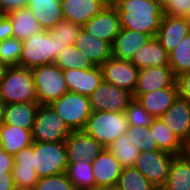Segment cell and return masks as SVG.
Segmentation results:
<instances>
[{
	"label": "cell",
	"instance_id": "obj_11",
	"mask_svg": "<svg viewBox=\"0 0 190 190\" xmlns=\"http://www.w3.org/2000/svg\"><path fill=\"white\" fill-rule=\"evenodd\" d=\"M99 67L104 81L134 93L139 69L131 61L110 58Z\"/></svg>",
	"mask_w": 190,
	"mask_h": 190
},
{
	"label": "cell",
	"instance_id": "obj_3",
	"mask_svg": "<svg viewBox=\"0 0 190 190\" xmlns=\"http://www.w3.org/2000/svg\"><path fill=\"white\" fill-rule=\"evenodd\" d=\"M0 99L6 104L38 102L32 70L7 67L0 80Z\"/></svg>",
	"mask_w": 190,
	"mask_h": 190
},
{
	"label": "cell",
	"instance_id": "obj_45",
	"mask_svg": "<svg viewBox=\"0 0 190 190\" xmlns=\"http://www.w3.org/2000/svg\"><path fill=\"white\" fill-rule=\"evenodd\" d=\"M168 16L190 18V0H176V7Z\"/></svg>",
	"mask_w": 190,
	"mask_h": 190
},
{
	"label": "cell",
	"instance_id": "obj_10",
	"mask_svg": "<svg viewBox=\"0 0 190 190\" xmlns=\"http://www.w3.org/2000/svg\"><path fill=\"white\" fill-rule=\"evenodd\" d=\"M89 98L92 111L125 113L133 94L103 80Z\"/></svg>",
	"mask_w": 190,
	"mask_h": 190
},
{
	"label": "cell",
	"instance_id": "obj_52",
	"mask_svg": "<svg viewBox=\"0 0 190 190\" xmlns=\"http://www.w3.org/2000/svg\"><path fill=\"white\" fill-rule=\"evenodd\" d=\"M86 190H109V188L108 187H101V186H94V187L86 189Z\"/></svg>",
	"mask_w": 190,
	"mask_h": 190
},
{
	"label": "cell",
	"instance_id": "obj_38",
	"mask_svg": "<svg viewBox=\"0 0 190 190\" xmlns=\"http://www.w3.org/2000/svg\"><path fill=\"white\" fill-rule=\"evenodd\" d=\"M125 116L130 126H150L155 119L146 109L140 104L137 99L129 103L125 110Z\"/></svg>",
	"mask_w": 190,
	"mask_h": 190
},
{
	"label": "cell",
	"instance_id": "obj_43",
	"mask_svg": "<svg viewBox=\"0 0 190 190\" xmlns=\"http://www.w3.org/2000/svg\"><path fill=\"white\" fill-rule=\"evenodd\" d=\"M13 38L12 22L6 14H0V42Z\"/></svg>",
	"mask_w": 190,
	"mask_h": 190
},
{
	"label": "cell",
	"instance_id": "obj_5",
	"mask_svg": "<svg viewBox=\"0 0 190 190\" xmlns=\"http://www.w3.org/2000/svg\"><path fill=\"white\" fill-rule=\"evenodd\" d=\"M68 167L64 142H33V168L38 178L58 175Z\"/></svg>",
	"mask_w": 190,
	"mask_h": 190
},
{
	"label": "cell",
	"instance_id": "obj_27",
	"mask_svg": "<svg viewBox=\"0 0 190 190\" xmlns=\"http://www.w3.org/2000/svg\"><path fill=\"white\" fill-rule=\"evenodd\" d=\"M38 102L13 103L5 106L4 123L32 131Z\"/></svg>",
	"mask_w": 190,
	"mask_h": 190
},
{
	"label": "cell",
	"instance_id": "obj_42",
	"mask_svg": "<svg viewBox=\"0 0 190 190\" xmlns=\"http://www.w3.org/2000/svg\"><path fill=\"white\" fill-rule=\"evenodd\" d=\"M178 95L190 102V71L176 77Z\"/></svg>",
	"mask_w": 190,
	"mask_h": 190
},
{
	"label": "cell",
	"instance_id": "obj_46",
	"mask_svg": "<svg viewBox=\"0 0 190 190\" xmlns=\"http://www.w3.org/2000/svg\"><path fill=\"white\" fill-rule=\"evenodd\" d=\"M14 167V156L0 149V176L12 172Z\"/></svg>",
	"mask_w": 190,
	"mask_h": 190
},
{
	"label": "cell",
	"instance_id": "obj_55",
	"mask_svg": "<svg viewBox=\"0 0 190 190\" xmlns=\"http://www.w3.org/2000/svg\"><path fill=\"white\" fill-rule=\"evenodd\" d=\"M186 152H187L188 155L190 156V144L187 145V147H186Z\"/></svg>",
	"mask_w": 190,
	"mask_h": 190
},
{
	"label": "cell",
	"instance_id": "obj_50",
	"mask_svg": "<svg viewBox=\"0 0 190 190\" xmlns=\"http://www.w3.org/2000/svg\"><path fill=\"white\" fill-rule=\"evenodd\" d=\"M105 7H115L117 0H98Z\"/></svg>",
	"mask_w": 190,
	"mask_h": 190
},
{
	"label": "cell",
	"instance_id": "obj_34",
	"mask_svg": "<svg viewBox=\"0 0 190 190\" xmlns=\"http://www.w3.org/2000/svg\"><path fill=\"white\" fill-rule=\"evenodd\" d=\"M126 134L130 143L133 144L140 152L159 150L150 126L141 127L128 125Z\"/></svg>",
	"mask_w": 190,
	"mask_h": 190
},
{
	"label": "cell",
	"instance_id": "obj_15",
	"mask_svg": "<svg viewBox=\"0 0 190 190\" xmlns=\"http://www.w3.org/2000/svg\"><path fill=\"white\" fill-rule=\"evenodd\" d=\"M65 146L68 164L81 161L82 158L92 161L105 149L103 145L83 130L71 131L65 140Z\"/></svg>",
	"mask_w": 190,
	"mask_h": 190
},
{
	"label": "cell",
	"instance_id": "obj_19",
	"mask_svg": "<svg viewBox=\"0 0 190 190\" xmlns=\"http://www.w3.org/2000/svg\"><path fill=\"white\" fill-rule=\"evenodd\" d=\"M151 38L152 36L147 33L121 29L112 42V58L131 61L134 54Z\"/></svg>",
	"mask_w": 190,
	"mask_h": 190
},
{
	"label": "cell",
	"instance_id": "obj_6",
	"mask_svg": "<svg viewBox=\"0 0 190 190\" xmlns=\"http://www.w3.org/2000/svg\"><path fill=\"white\" fill-rule=\"evenodd\" d=\"M31 70L39 104H51L68 92L63 70L55 63L44 64Z\"/></svg>",
	"mask_w": 190,
	"mask_h": 190
},
{
	"label": "cell",
	"instance_id": "obj_25",
	"mask_svg": "<svg viewBox=\"0 0 190 190\" xmlns=\"http://www.w3.org/2000/svg\"><path fill=\"white\" fill-rule=\"evenodd\" d=\"M164 190H190V156L187 152L174 155Z\"/></svg>",
	"mask_w": 190,
	"mask_h": 190
},
{
	"label": "cell",
	"instance_id": "obj_2",
	"mask_svg": "<svg viewBox=\"0 0 190 190\" xmlns=\"http://www.w3.org/2000/svg\"><path fill=\"white\" fill-rule=\"evenodd\" d=\"M70 45L53 38L48 30H42L22 41L19 66L35 68L54 63L58 55Z\"/></svg>",
	"mask_w": 190,
	"mask_h": 190
},
{
	"label": "cell",
	"instance_id": "obj_54",
	"mask_svg": "<svg viewBox=\"0 0 190 190\" xmlns=\"http://www.w3.org/2000/svg\"><path fill=\"white\" fill-rule=\"evenodd\" d=\"M109 190H121L118 186L109 187Z\"/></svg>",
	"mask_w": 190,
	"mask_h": 190
},
{
	"label": "cell",
	"instance_id": "obj_18",
	"mask_svg": "<svg viewBox=\"0 0 190 190\" xmlns=\"http://www.w3.org/2000/svg\"><path fill=\"white\" fill-rule=\"evenodd\" d=\"M68 92L90 97L103 81L99 66L92 69H69L63 71Z\"/></svg>",
	"mask_w": 190,
	"mask_h": 190
},
{
	"label": "cell",
	"instance_id": "obj_36",
	"mask_svg": "<svg viewBox=\"0 0 190 190\" xmlns=\"http://www.w3.org/2000/svg\"><path fill=\"white\" fill-rule=\"evenodd\" d=\"M22 52V41L9 38L0 42V61L6 67L19 66Z\"/></svg>",
	"mask_w": 190,
	"mask_h": 190
},
{
	"label": "cell",
	"instance_id": "obj_21",
	"mask_svg": "<svg viewBox=\"0 0 190 190\" xmlns=\"http://www.w3.org/2000/svg\"><path fill=\"white\" fill-rule=\"evenodd\" d=\"M65 20L83 26L105 6L98 0H60Z\"/></svg>",
	"mask_w": 190,
	"mask_h": 190
},
{
	"label": "cell",
	"instance_id": "obj_23",
	"mask_svg": "<svg viewBox=\"0 0 190 190\" xmlns=\"http://www.w3.org/2000/svg\"><path fill=\"white\" fill-rule=\"evenodd\" d=\"M131 62L138 69L151 66H169V53L161 46L156 37H152L134 54Z\"/></svg>",
	"mask_w": 190,
	"mask_h": 190
},
{
	"label": "cell",
	"instance_id": "obj_48",
	"mask_svg": "<svg viewBox=\"0 0 190 190\" xmlns=\"http://www.w3.org/2000/svg\"><path fill=\"white\" fill-rule=\"evenodd\" d=\"M156 1L160 4L165 15H168L176 7V0H156Z\"/></svg>",
	"mask_w": 190,
	"mask_h": 190
},
{
	"label": "cell",
	"instance_id": "obj_20",
	"mask_svg": "<svg viewBox=\"0 0 190 190\" xmlns=\"http://www.w3.org/2000/svg\"><path fill=\"white\" fill-rule=\"evenodd\" d=\"M74 46L82 51L95 66H100L112 58V44L88 34L83 29H81Z\"/></svg>",
	"mask_w": 190,
	"mask_h": 190
},
{
	"label": "cell",
	"instance_id": "obj_33",
	"mask_svg": "<svg viewBox=\"0 0 190 190\" xmlns=\"http://www.w3.org/2000/svg\"><path fill=\"white\" fill-rule=\"evenodd\" d=\"M169 66L175 77L190 71V33L169 53Z\"/></svg>",
	"mask_w": 190,
	"mask_h": 190
},
{
	"label": "cell",
	"instance_id": "obj_31",
	"mask_svg": "<svg viewBox=\"0 0 190 190\" xmlns=\"http://www.w3.org/2000/svg\"><path fill=\"white\" fill-rule=\"evenodd\" d=\"M63 71L69 69H92L95 65L74 45L66 47L54 62Z\"/></svg>",
	"mask_w": 190,
	"mask_h": 190
},
{
	"label": "cell",
	"instance_id": "obj_47",
	"mask_svg": "<svg viewBox=\"0 0 190 190\" xmlns=\"http://www.w3.org/2000/svg\"><path fill=\"white\" fill-rule=\"evenodd\" d=\"M15 183L13 181L12 172H7L0 176V190H14Z\"/></svg>",
	"mask_w": 190,
	"mask_h": 190
},
{
	"label": "cell",
	"instance_id": "obj_30",
	"mask_svg": "<svg viewBox=\"0 0 190 190\" xmlns=\"http://www.w3.org/2000/svg\"><path fill=\"white\" fill-rule=\"evenodd\" d=\"M66 175L76 190H86L95 186L91 161L81 159L68 164Z\"/></svg>",
	"mask_w": 190,
	"mask_h": 190
},
{
	"label": "cell",
	"instance_id": "obj_49",
	"mask_svg": "<svg viewBox=\"0 0 190 190\" xmlns=\"http://www.w3.org/2000/svg\"><path fill=\"white\" fill-rule=\"evenodd\" d=\"M6 104L0 99V126L4 123V111Z\"/></svg>",
	"mask_w": 190,
	"mask_h": 190
},
{
	"label": "cell",
	"instance_id": "obj_17",
	"mask_svg": "<svg viewBox=\"0 0 190 190\" xmlns=\"http://www.w3.org/2000/svg\"><path fill=\"white\" fill-rule=\"evenodd\" d=\"M190 33V18L163 15L156 38L170 53Z\"/></svg>",
	"mask_w": 190,
	"mask_h": 190
},
{
	"label": "cell",
	"instance_id": "obj_28",
	"mask_svg": "<svg viewBox=\"0 0 190 190\" xmlns=\"http://www.w3.org/2000/svg\"><path fill=\"white\" fill-rule=\"evenodd\" d=\"M2 149L15 156L21 149L33 144L32 131L15 125L2 124L0 126Z\"/></svg>",
	"mask_w": 190,
	"mask_h": 190
},
{
	"label": "cell",
	"instance_id": "obj_8",
	"mask_svg": "<svg viewBox=\"0 0 190 190\" xmlns=\"http://www.w3.org/2000/svg\"><path fill=\"white\" fill-rule=\"evenodd\" d=\"M70 130L50 104H40L32 129L33 142H64Z\"/></svg>",
	"mask_w": 190,
	"mask_h": 190
},
{
	"label": "cell",
	"instance_id": "obj_12",
	"mask_svg": "<svg viewBox=\"0 0 190 190\" xmlns=\"http://www.w3.org/2000/svg\"><path fill=\"white\" fill-rule=\"evenodd\" d=\"M170 86H177L176 77L170 66H151L139 69L137 86L133 98Z\"/></svg>",
	"mask_w": 190,
	"mask_h": 190
},
{
	"label": "cell",
	"instance_id": "obj_37",
	"mask_svg": "<svg viewBox=\"0 0 190 190\" xmlns=\"http://www.w3.org/2000/svg\"><path fill=\"white\" fill-rule=\"evenodd\" d=\"M81 29L82 26L64 19L48 31L53 38L71 46L74 45Z\"/></svg>",
	"mask_w": 190,
	"mask_h": 190
},
{
	"label": "cell",
	"instance_id": "obj_35",
	"mask_svg": "<svg viewBox=\"0 0 190 190\" xmlns=\"http://www.w3.org/2000/svg\"><path fill=\"white\" fill-rule=\"evenodd\" d=\"M117 186L121 190H158L135 167H125L122 169Z\"/></svg>",
	"mask_w": 190,
	"mask_h": 190
},
{
	"label": "cell",
	"instance_id": "obj_53",
	"mask_svg": "<svg viewBox=\"0 0 190 190\" xmlns=\"http://www.w3.org/2000/svg\"><path fill=\"white\" fill-rule=\"evenodd\" d=\"M14 190H34V188H27V187H15Z\"/></svg>",
	"mask_w": 190,
	"mask_h": 190
},
{
	"label": "cell",
	"instance_id": "obj_14",
	"mask_svg": "<svg viewBox=\"0 0 190 190\" xmlns=\"http://www.w3.org/2000/svg\"><path fill=\"white\" fill-rule=\"evenodd\" d=\"M82 29L101 40L112 44L121 31V23L115 7H105L100 13L87 21Z\"/></svg>",
	"mask_w": 190,
	"mask_h": 190
},
{
	"label": "cell",
	"instance_id": "obj_13",
	"mask_svg": "<svg viewBox=\"0 0 190 190\" xmlns=\"http://www.w3.org/2000/svg\"><path fill=\"white\" fill-rule=\"evenodd\" d=\"M159 119L187 146L190 144V102L177 96Z\"/></svg>",
	"mask_w": 190,
	"mask_h": 190
},
{
	"label": "cell",
	"instance_id": "obj_44",
	"mask_svg": "<svg viewBox=\"0 0 190 190\" xmlns=\"http://www.w3.org/2000/svg\"><path fill=\"white\" fill-rule=\"evenodd\" d=\"M28 0H0V14H6L12 10L25 8Z\"/></svg>",
	"mask_w": 190,
	"mask_h": 190
},
{
	"label": "cell",
	"instance_id": "obj_22",
	"mask_svg": "<svg viewBox=\"0 0 190 190\" xmlns=\"http://www.w3.org/2000/svg\"><path fill=\"white\" fill-rule=\"evenodd\" d=\"M178 96V87L170 86L167 88L141 94L137 100L154 118L162 116L173 104Z\"/></svg>",
	"mask_w": 190,
	"mask_h": 190
},
{
	"label": "cell",
	"instance_id": "obj_29",
	"mask_svg": "<svg viewBox=\"0 0 190 190\" xmlns=\"http://www.w3.org/2000/svg\"><path fill=\"white\" fill-rule=\"evenodd\" d=\"M150 129L159 150L172 155H180L186 152L187 146L159 118L153 120Z\"/></svg>",
	"mask_w": 190,
	"mask_h": 190
},
{
	"label": "cell",
	"instance_id": "obj_4",
	"mask_svg": "<svg viewBox=\"0 0 190 190\" xmlns=\"http://www.w3.org/2000/svg\"><path fill=\"white\" fill-rule=\"evenodd\" d=\"M128 122L125 113L92 111L83 131L107 148L121 134H125Z\"/></svg>",
	"mask_w": 190,
	"mask_h": 190
},
{
	"label": "cell",
	"instance_id": "obj_7",
	"mask_svg": "<svg viewBox=\"0 0 190 190\" xmlns=\"http://www.w3.org/2000/svg\"><path fill=\"white\" fill-rule=\"evenodd\" d=\"M50 105L70 131L83 130L92 114L90 98L78 93L66 92Z\"/></svg>",
	"mask_w": 190,
	"mask_h": 190
},
{
	"label": "cell",
	"instance_id": "obj_32",
	"mask_svg": "<svg viewBox=\"0 0 190 190\" xmlns=\"http://www.w3.org/2000/svg\"><path fill=\"white\" fill-rule=\"evenodd\" d=\"M123 168L133 167L140 151L130 143L127 134H121L111 145L107 147Z\"/></svg>",
	"mask_w": 190,
	"mask_h": 190
},
{
	"label": "cell",
	"instance_id": "obj_16",
	"mask_svg": "<svg viewBox=\"0 0 190 190\" xmlns=\"http://www.w3.org/2000/svg\"><path fill=\"white\" fill-rule=\"evenodd\" d=\"M95 186H117L122 173V165L108 148L91 161Z\"/></svg>",
	"mask_w": 190,
	"mask_h": 190
},
{
	"label": "cell",
	"instance_id": "obj_26",
	"mask_svg": "<svg viewBox=\"0 0 190 190\" xmlns=\"http://www.w3.org/2000/svg\"><path fill=\"white\" fill-rule=\"evenodd\" d=\"M6 15L12 22L13 38L24 41L43 30L28 7L12 10Z\"/></svg>",
	"mask_w": 190,
	"mask_h": 190
},
{
	"label": "cell",
	"instance_id": "obj_56",
	"mask_svg": "<svg viewBox=\"0 0 190 190\" xmlns=\"http://www.w3.org/2000/svg\"><path fill=\"white\" fill-rule=\"evenodd\" d=\"M0 149H2V139H1V134H0Z\"/></svg>",
	"mask_w": 190,
	"mask_h": 190
},
{
	"label": "cell",
	"instance_id": "obj_9",
	"mask_svg": "<svg viewBox=\"0 0 190 190\" xmlns=\"http://www.w3.org/2000/svg\"><path fill=\"white\" fill-rule=\"evenodd\" d=\"M173 156L162 150L140 152L133 167L138 169L154 187L161 189L166 184Z\"/></svg>",
	"mask_w": 190,
	"mask_h": 190
},
{
	"label": "cell",
	"instance_id": "obj_24",
	"mask_svg": "<svg viewBox=\"0 0 190 190\" xmlns=\"http://www.w3.org/2000/svg\"><path fill=\"white\" fill-rule=\"evenodd\" d=\"M27 7L36 17L43 30L52 29L64 20L60 0H28Z\"/></svg>",
	"mask_w": 190,
	"mask_h": 190
},
{
	"label": "cell",
	"instance_id": "obj_1",
	"mask_svg": "<svg viewBox=\"0 0 190 190\" xmlns=\"http://www.w3.org/2000/svg\"><path fill=\"white\" fill-rule=\"evenodd\" d=\"M121 29L134 30L156 37L164 15L156 0H117Z\"/></svg>",
	"mask_w": 190,
	"mask_h": 190
},
{
	"label": "cell",
	"instance_id": "obj_40",
	"mask_svg": "<svg viewBox=\"0 0 190 190\" xmlns=\"http://www.w3.org/2000/svg\"><path fill=\"white\" fill-rule=\"evenodd\" d=\"M12 174L15 187L34 188L39 179L35 170L13 169Z\"/></svg>",
	"mask_w": 190,
	"mask_h": 190
},
{
	"label": "cell",
	"instance_id": "obj_41",
	"mask_svg": "<svg viewBox=\"0 0 190 190\" xmlns=\"http://www.w3.org/2000/svg\"><path fill=\"white\" fill-rule=\"evenodd\" d=\"M13 169L34 170L33 168V144L21 149L14 156Z\"/></svg>",
	"mask_w": 190,
	"mask_h": 190
},
{
	"label": "cell",
	"instance_id": "obj_51",
	"mask_svg": "<svg viewBox=\"0 0 190 190\" xmlns=\"http://www.w3.org/2000/svg\"><path fill=\"white\" fill-rule=\"evenodd\" d=\"M6 68L7 67L0 61V80L3 78Z\"/></svg>",
	"mask_w": 190,
	"mask_h": 190
},
{
	"label": "cell",
	"instance_id": "obj_39",
	"mask_svg": "<svg viewBox=\"0 0 190 190\" xmlns=\"http://www.w3.org/2000/svg\"><path fill=\"white\" fill-rule=\"evenodd\" d=\"M34 190H76L66 173L39 178Z\"/></svg>",
	"mask_w": 190,
	"mask_h": 190
}]
</instances>
